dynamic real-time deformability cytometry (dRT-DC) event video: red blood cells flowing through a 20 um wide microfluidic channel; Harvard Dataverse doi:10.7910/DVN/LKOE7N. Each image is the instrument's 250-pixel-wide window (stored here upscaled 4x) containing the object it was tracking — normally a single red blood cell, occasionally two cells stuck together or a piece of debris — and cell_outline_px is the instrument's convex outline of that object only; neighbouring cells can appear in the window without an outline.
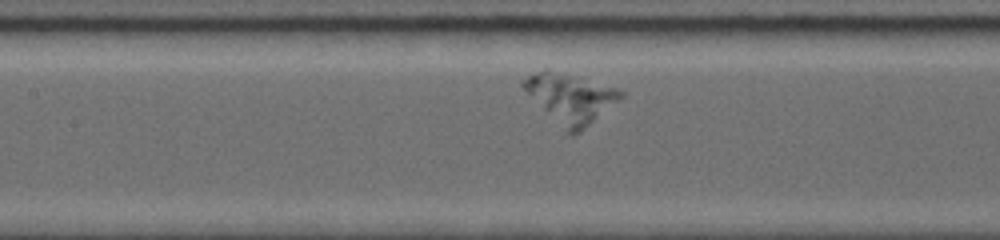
{"species": "common noctule bat (a hibernating species)", "species_latin": "Nyctalus noctula", "temperature_condition": "room temperature", "stored_images_in_passage": 44, "camera_frame_rate_fps": 5000, "um_per_image_px": 0.085, "animal": {"sex": "female", "body_mass_g": 19.0, "forearm_length_mm": 56.7}, "frame": {"image": 1, "passage_image": 13, "time_ms": 3.0, "image_size_px": [1000, 240], "cell_outline_px": [[624, 96], [576, 132], [568, 132], [520, 84], [520, 80], [544, 68], [548, 68], [620, 88], [624, 92]], "centroid_in_image_um": [48.51, 8.23], "position_along_channel_um": 158.9, "area_um2": 26.65}}
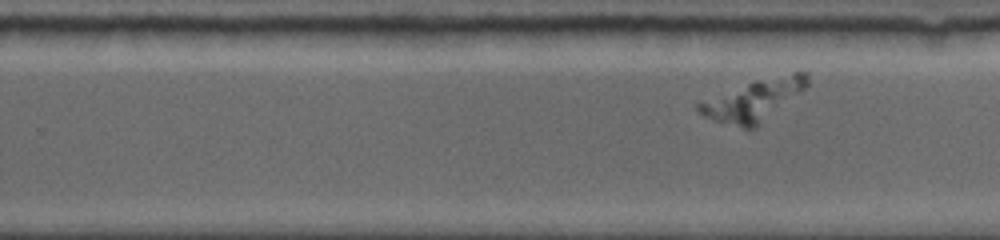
{"frame": {"image": 2, "passage_image": 26, "time_ms": 6.0, "image_size_px": [1000, 240], "cell_outline_px": [[808, 84], [800, 92], [752, 128], [744, 128], [716, 120], [704, 116], [696, 108], [696, 104], [700, 100], [756, 80], [792, 72], [808, 72]], "centroid_in_image_um": [64.02, 8.47], "position_along_channel_um": 265.8, "area_um2": 24.97}}
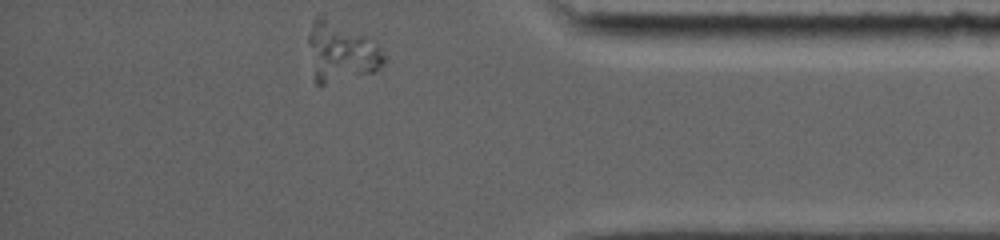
{"frame": {"image": 3, "passage_image": 44, "time_ms": 10.2, "image_size_px": [1000, 240], "cell_outline_px": [[384, 64], [372, 72], [324, 84], [316, 84], [308, 44], [308, 36], [312, 20], [320, 12], [324, 12], [364, 36], [376, 44], [380, 48], [384, 56]], "centroid_in_image_um": [28.93, 4.33], "position_along_channel_um": 406.3, "area_um2": 26.18}}